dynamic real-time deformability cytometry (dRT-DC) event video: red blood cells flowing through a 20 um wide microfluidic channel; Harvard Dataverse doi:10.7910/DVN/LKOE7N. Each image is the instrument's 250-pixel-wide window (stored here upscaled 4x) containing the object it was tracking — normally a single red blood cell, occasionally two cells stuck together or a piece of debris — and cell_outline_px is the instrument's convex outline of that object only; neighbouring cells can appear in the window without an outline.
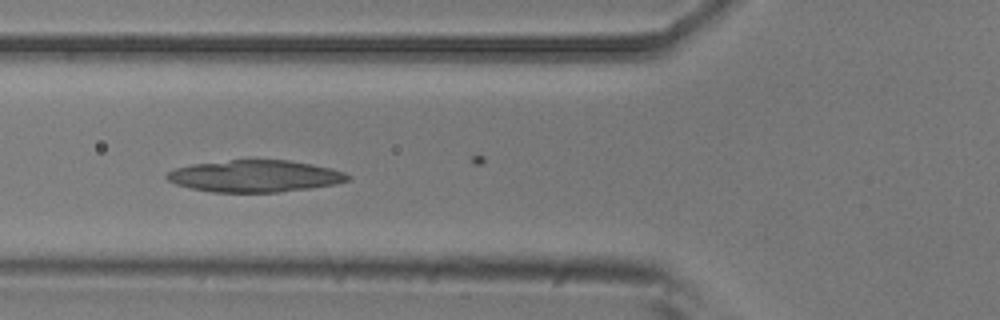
{"species": "common noctule bat (a hibernating species)", "species_latin": "Nyctalus noctula", "temperature_condition": "room temperature", "stored_images_in_passage": 7, "camera_frame_rate_fps": 3000, "um_per_image_px": 0.085, "animal": {"sex": "male", "body_mass_g": 20.5, "forearm_length_mm": 52.5}, "frame": {"image": 1, "passage_image": 6, "time_ms": 1.667, "image_size_px": [1000, 320], "cell_outline_px": [[352, 176], [348, 180], [336, 184], [280, 192], [212, 192], [192, 188], [176, 184], [168, 180], [164, 176], [168, 172], [176, 168], [192, 164], [232, 160], [288, 160], [312, 164], [332, 168], [344, 172]], "centroid_in_image_um": [21.69, 14.97], "position_along_channel_um": 104.1, "area_um2": 33.47}}
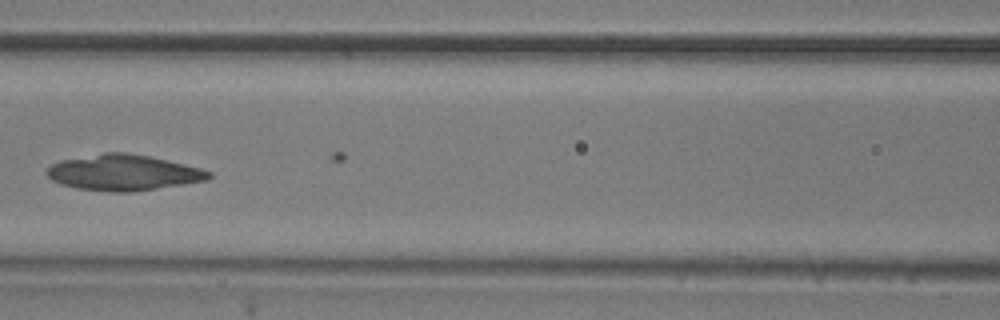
{"frame": {"image": 2, "passage_image": 7, "time_ms": 2.0, "image_size_px": [1000, 320], "cell_outline_px": [[212, 176], [208, 180], [132, 192], [112, 192], [76, 188], [60, 184], [52, 180], [44, 172], [52, 164], [60, 160], [104, 152], [124, 152], [148, 156], [200, 168], [212, 172]], "centroid_in_image_um": [10.45, 14.67], "position_along_channel_um": 156.1, "area_um2": 33.7}}